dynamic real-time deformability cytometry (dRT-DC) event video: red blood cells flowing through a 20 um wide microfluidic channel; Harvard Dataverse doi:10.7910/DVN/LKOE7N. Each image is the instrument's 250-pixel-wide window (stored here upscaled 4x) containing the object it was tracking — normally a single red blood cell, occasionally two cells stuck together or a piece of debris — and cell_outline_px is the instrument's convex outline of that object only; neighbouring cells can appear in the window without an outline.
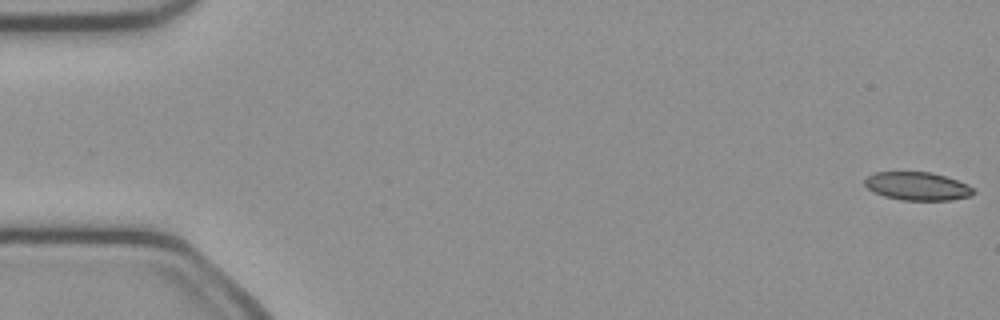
{"species": "common noctule bat (a hibernating species)", "species_latin": "Nyctalus noctula", "temperature_condition": "cold", "stored_images_in_passage": 51, "camera_frame_rate_fps": 3000, "um_per_image_px": 0.085, "animal": {"sex": "female", "body_mass_g": 21.9}, "frame": {"image": 1, "passage_image": 1, "time_ms": 0.0, "image_size_px": [1000, 320], "cell_outline_px": [[976, 192], [972, 196], [952, 200], [904, 200], [884, 196], [868, 188], [864, 184], [864, 180], [872, 172], [932, 172], [968, 184]], "centroid_in_image_um": [78.0, 15.82], "position_along_channel_um": 7.0, "area_um2": 17.86}}
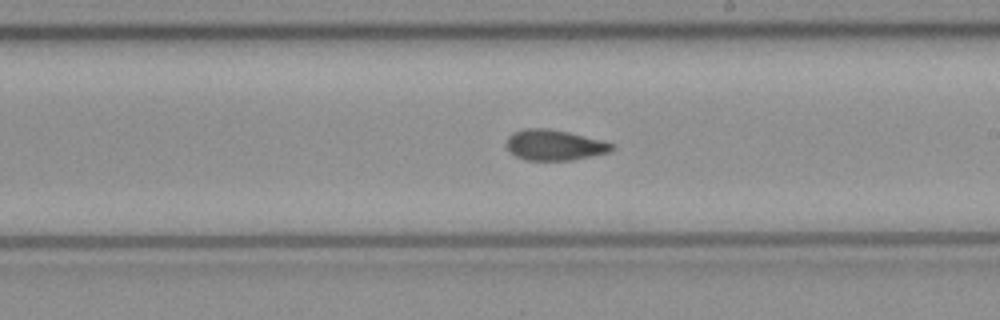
{"frame": {"image": 2, "passage_image": 29, "time_ms": 9.333, "image_size_px": [1000, 320], "cell_outline_px": [[616, 148], [612, 152], [572, 160], [524, 160], [516, 156], [504, 144], [508, 136], [512, 132], [524, 128], [548, 128], [568, 132], [604, 140], [616, 144]], "centroid_in_image_um": [47.17, 12.32], "position_along_channel_um": 241.8, "area_um2": 19.19}}
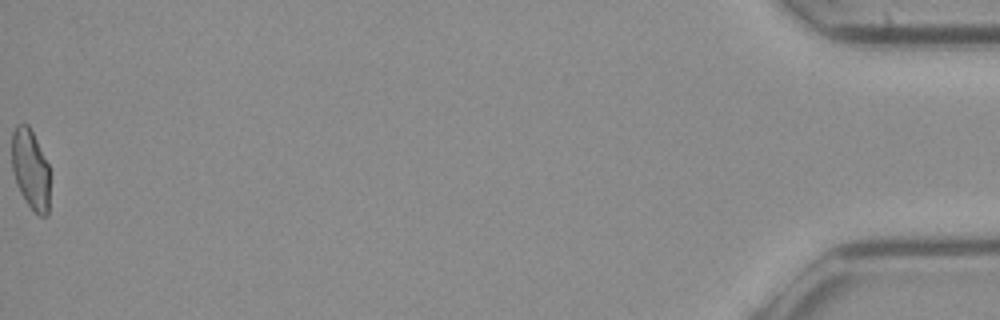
{"frame": {"image": 3, "passage_image": 51, "time_ms": 16.667, "image_size_px": [1000, 320], "cell_outline_px": [[48, 216], [40, 216], [28, 204], [20, 192], [16, 184], [12, 172], [12, 132], [16, 124], [28, 124], [48, 164]], "centroid_in_image_um": [2.56, 14.37], "position_along_channel_um": 432.6, "area_um2": 17.46}, "authors_computed_cell_mechanics": {"area_um2": 18.9584, "velocity_mm_per_s": 4.0695, "shape_relaxation_time_tau1_ms": null, "shape_relaxation_time_tau2_ms": 1.6847, "deformation_change_tau1": null, "deformation_change_tau2": 0.0699}}